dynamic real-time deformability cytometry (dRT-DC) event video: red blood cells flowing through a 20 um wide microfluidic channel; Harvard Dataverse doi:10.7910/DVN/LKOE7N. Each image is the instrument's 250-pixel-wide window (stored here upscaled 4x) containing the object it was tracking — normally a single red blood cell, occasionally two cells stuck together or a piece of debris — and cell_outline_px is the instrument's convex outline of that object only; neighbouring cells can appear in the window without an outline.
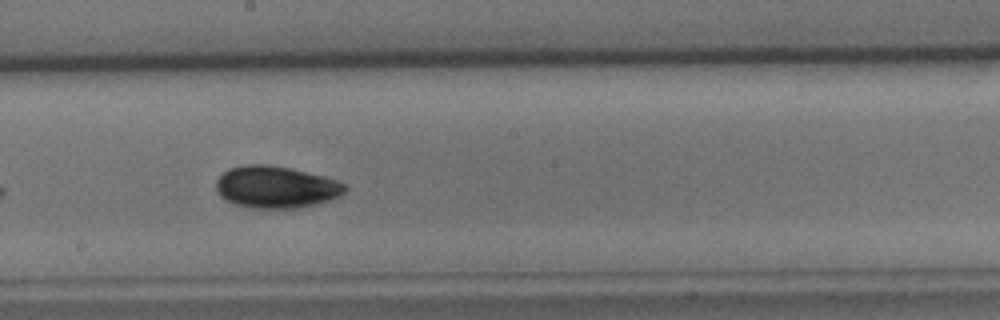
{"species": "common noctule bat (a hibernating species)", "species_latin": "Nyctalus noctula", "temperature_condition": "cold", "stored_images_in_passage": 15, "camera_frame_rate_fps": 3000, "um_per_image_px": 0.085, "animal": {"sex": "male", "body_mass_g": 15.6}, "frame": {"image": 1, "passage_image": 9, "time_ms": 10.0, "image_size_px": [1000, 320], "cell_outline_px": [[348, 188], [340, 196], [316, 204], [296, 208], [252, 208], [236, 204], [220, 196], [216, 192], [216, 180], [228, 168], [248, 164], [268, 164], [288, 168], [336, 180], [348, 184]], "centroid_in_image_um": [23.45, 15.9], "position_along_channel_um": 224.8, "area_um2": 31.33}}
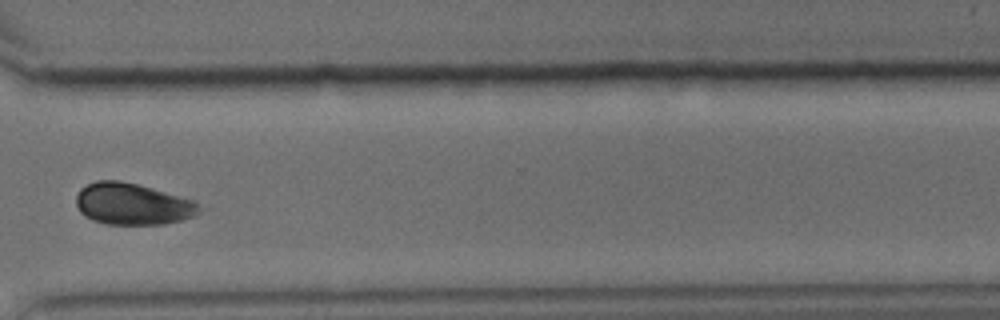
{"frame": {"image": 2, "passage_image": 12, "time_ms": 13.667, "image_size_px": [1000, 320], "cell_outline_px": [[200, 212], [192, 216], [180, 220], [164, 224], [108, 224], [92, 220], [84, 216], [80, 212], [76, 204], [76, 196], [80, 188], [96, 180], [120, 180], [152, 188], [196, 200], [200, 208]], "centroid_in_image_um": [11.25, 17.33], "position_along_channel_um": 359.4, "area_um2": 29.88}}
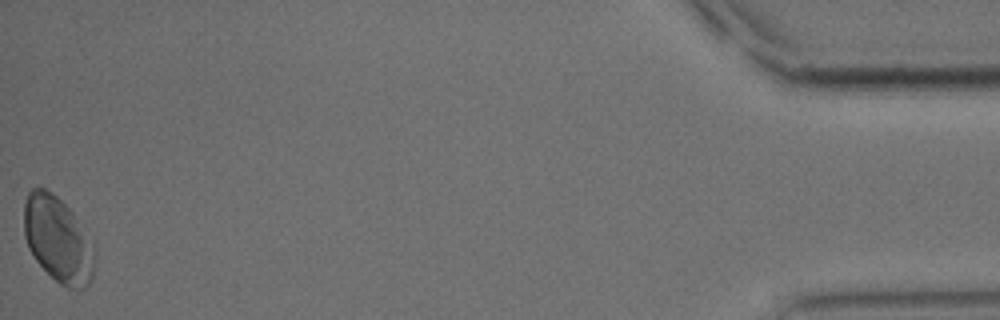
{"frame": {"image": 3, "passage_image": 15, "time_ms": 18.0, "image_size_px": [1000, 320], "cell_outline_px": [[96, 252], [92, 280], [84, 288], [68, 288], [60, 284], [36, 260], [28, 248], [24, 236], [24, 204], [28, 192], [32, 188], [44, 188], [52, 192], [72, 212]], "centroid_in_image_um": [4.91, 20.36], "position_along_channel_um": 430.3, "area_um2": 34.85}}